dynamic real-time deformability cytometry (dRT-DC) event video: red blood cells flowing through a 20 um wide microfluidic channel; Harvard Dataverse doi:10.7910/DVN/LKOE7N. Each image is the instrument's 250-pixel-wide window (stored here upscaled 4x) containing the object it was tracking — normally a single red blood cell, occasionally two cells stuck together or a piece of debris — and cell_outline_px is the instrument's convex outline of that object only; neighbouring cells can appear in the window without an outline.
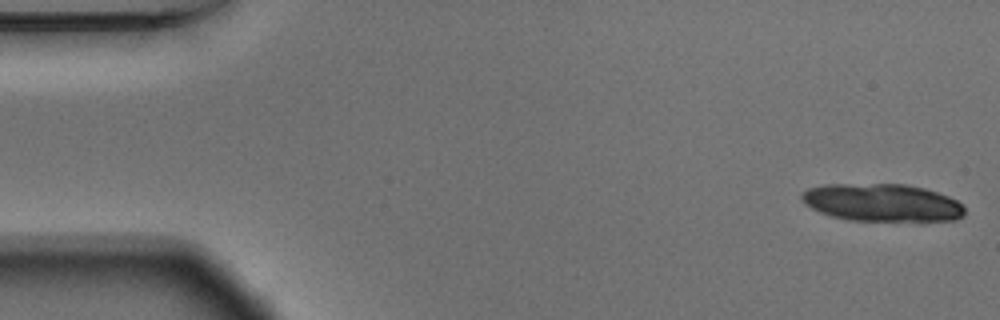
{"species": "Egyptian fruit bat (a non-hibernating species)", "species_latin": "Rousettus aegyptiacus", "temperature_condition": "warm", "stored_images_in_passage": 15, "camera_frame_rate_fps": 3000, "um_per_image_px": 0.085, "animal": {"sex": "male"}, "frame": {"image": 1, "passage_image": 1, "time_ms": 0.0, "image_size_px": [1000, 320], "cell_outline_px": [[964, 216], [956, 220], [852, 220], [832, 216], [820, 212], [812, 208], [800, 196], [808, 188], [824, 184], [908, 184], [924, 188], [948, 196], [956, 200], [964, 208]], "centroid_in_image_um": [74.99, 17.21], "position_along_channel_um": 10.0, "area_um2": 35.32}}